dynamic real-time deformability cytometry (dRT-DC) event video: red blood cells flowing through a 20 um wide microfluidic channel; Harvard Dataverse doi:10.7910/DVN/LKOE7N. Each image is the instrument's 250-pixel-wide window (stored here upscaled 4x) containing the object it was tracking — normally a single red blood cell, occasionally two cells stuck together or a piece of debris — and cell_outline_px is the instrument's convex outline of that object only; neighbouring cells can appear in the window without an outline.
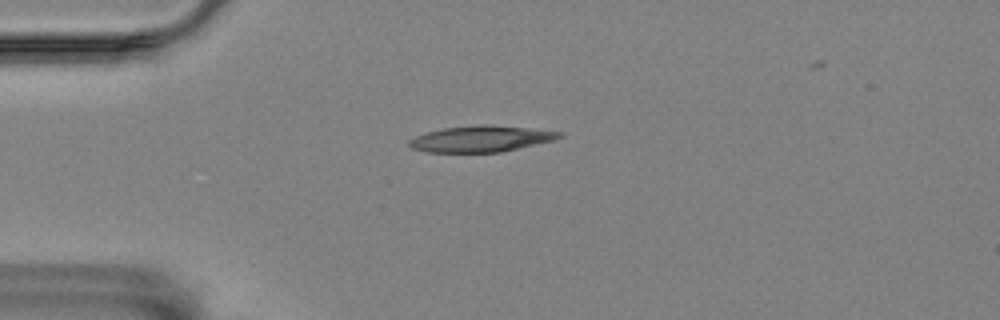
{"species": "Egyptian fruit bat (a non-hibernating species)", "species_latin": "Rousettus aegyptiacus", "temperature_condition": "room temperature", "stored_images_in_passage": 2, "camera_frame_rate_fps": 3000, "um_per_image_px": 0.085, "animal": {"sex": "female"}, "frame": {"image": 1, "passage_image": 2, "time_ms": 2.0, "image_size_px": [1000, 320], "cell_outline_px": [[564, 136], [556, 140], [500, 152], [428, 152], [412, 148], [408, 144], [408, 140], [416, 136], [428, 132], [444, 128], [484, 124], [488, 124], [564, 132]], "centroid_in_image_um": [40.92, 11.8], "position_along_channel_um": 44.1, "area_um2": 22.77}}